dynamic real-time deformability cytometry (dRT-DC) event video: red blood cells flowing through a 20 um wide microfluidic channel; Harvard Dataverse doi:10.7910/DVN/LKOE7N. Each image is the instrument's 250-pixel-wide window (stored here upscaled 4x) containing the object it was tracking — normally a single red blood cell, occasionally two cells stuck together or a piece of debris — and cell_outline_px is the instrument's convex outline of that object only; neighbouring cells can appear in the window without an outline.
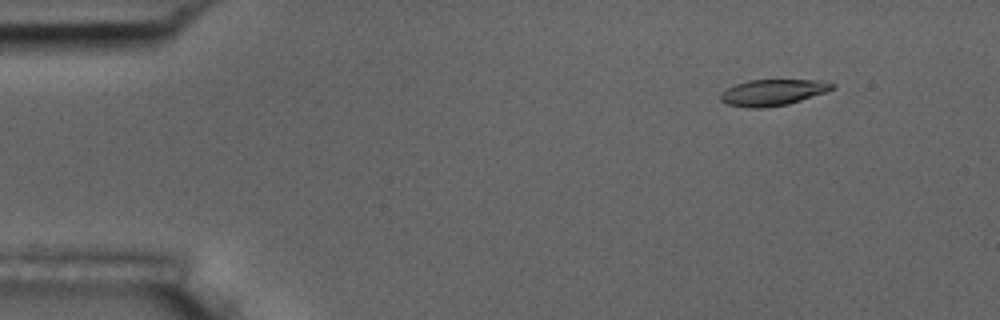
{"species": "common noctule bat (a hibernating species)", "species_latin": "Nyctalus noctula", "temperature_condition": "room temperature", "stored_images_in_passage": 5, "camera_frame_rate_fps": 3000, "um_per_image_px": 0.085, "animal": {"sex": "male", "body_mass_g": 17.5, "forearm_length_mm": 52.3}, "frame": {"image": 1, "passage_image": 2, "time_ms": 0.333, "image_size_px": [1000, 320], "cell_outline_px": [[836, 84], [828, 92], [788, 104], [760, 108], [748, 108], [728, 104], [720, 100], [720, 96], [728, 88], [736, 84], [748, 80], [820, 80]], "centroid_in_image_um": [65.72, 7.85], "position_along_channel_um": 19.3, "area_um2": 16.94}}
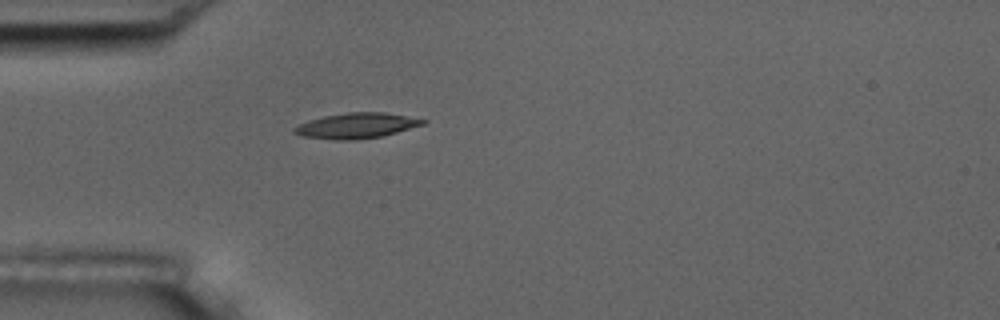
{"frame": {"image": 2, "passage_image": 5, "time_ms": 1.333, "image_size_px": [1000, 320], "cell_outline_px": [[428, 120], [424, 124], [384, 136], [352, 140], [336, 140], [304, 136], [292, 132], [292, 128], [308, 120], [324, 116], [348, 112], [384, 112]], "centroid_in_image_um": [30.29, 10.68], "position_along_channel_um": 54.7, "area_um2": 18.96}}